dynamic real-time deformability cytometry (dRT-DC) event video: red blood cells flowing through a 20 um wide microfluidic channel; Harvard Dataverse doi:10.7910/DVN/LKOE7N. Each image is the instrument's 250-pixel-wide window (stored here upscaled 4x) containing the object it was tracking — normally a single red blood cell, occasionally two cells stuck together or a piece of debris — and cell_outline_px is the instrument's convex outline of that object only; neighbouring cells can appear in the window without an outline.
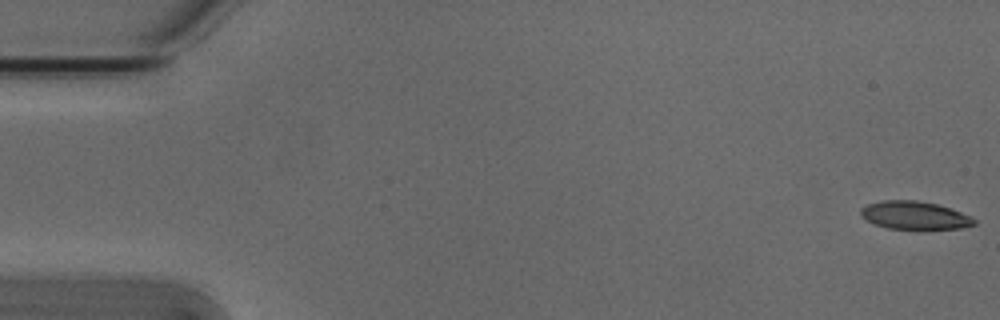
{"species": "Egyptian fruit bat (a non-hibernating species)", "species_latin": "Rousettus aegyptiacus", "temperature_condition": "cold", "stored_images_in_passage": 12, "camera_frame_rate_fps": 3000, "um_per_image_px": 0.085, "animal": {"sex": "male"}, "frame": {"image": 1, "passage_image": 1, "time_ms": 0.0, "image_size_px": [1000, 320], "cell_outline_px": [[976, 224], [960, 228], [924, 232], [888, 228], [872, 224], [860, 216], [860, 208], [868, 204], [884, 200], [916, 200], [936, 204], [972, 216], [976, 220]], "centroid_in_image_um": [77.74, 18.36], "position_along_channel_um": 7.3, "area_um2": 19.36}}